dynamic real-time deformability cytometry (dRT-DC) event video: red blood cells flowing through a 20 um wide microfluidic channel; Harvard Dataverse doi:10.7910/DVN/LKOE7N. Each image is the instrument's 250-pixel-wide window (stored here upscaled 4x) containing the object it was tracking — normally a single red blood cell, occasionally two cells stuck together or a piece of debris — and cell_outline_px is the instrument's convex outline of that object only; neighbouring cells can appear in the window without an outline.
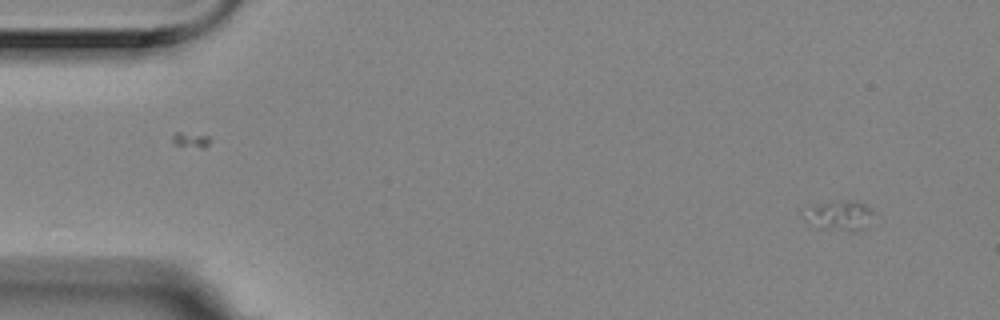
{"species": "Egyptian fruit bat (a non-hibernating species)", "species_latin": "Rousettus aegyptiacus", "temperature_condition": "room temperature", "stored_images_in_passage": 2, "camera_frame_rate_fps": 3000, "um_per_image_px": 0.085, "animal": {"sex": "female"}, "frame": {"image": 1, "passage_image": 2, "time_ms": 0.333, "image_size_px": [1000, 320], "cell_outline_px": [[872, 212], [864, 228], [860, 232], [856, 232], [820, 228], [808, 224], [812, 204], [852, 200], [856, 200], [864, 204]], "centroid_in_image_um": [71.41, 18.34], "position_along_channel_um": 13.6, "area_um2": 11.44}}